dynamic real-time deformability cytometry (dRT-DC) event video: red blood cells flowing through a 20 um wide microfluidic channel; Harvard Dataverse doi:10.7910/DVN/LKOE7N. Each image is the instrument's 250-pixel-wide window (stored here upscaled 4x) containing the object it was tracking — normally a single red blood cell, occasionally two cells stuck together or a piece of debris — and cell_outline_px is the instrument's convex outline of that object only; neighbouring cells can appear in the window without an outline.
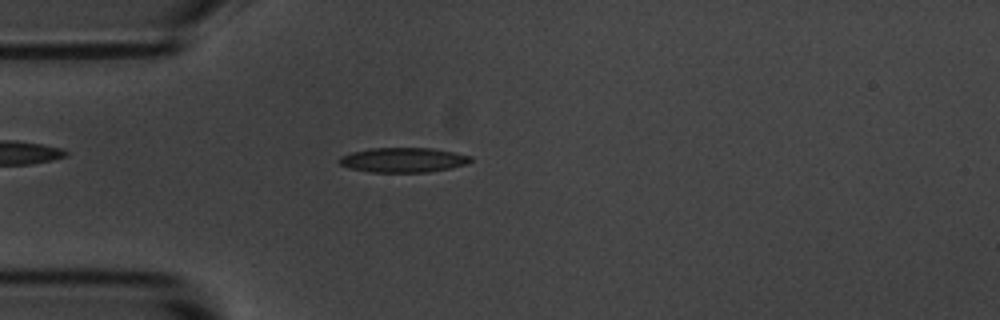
{"species": "common noctule bat (a hibernating species)", "species_latin": "Nyctalus noctula", "temperature_condition": "room temperature", "stored_images_in_passage": 54, "camera_frame_rate_fps": 3000, "um_per_image_px": 0.085, "animal": {"sex": "male", "body_mass_g": 20.1, "forearm_length_mm": 53.5}, "frame": {"image": 1, "passage_image": 14, "time_ms": 4.333, "image_size_px": [1000, 320], "cell_outline_px": [[472, 160], [464, 164], [452, 168], [428, 172], [372, 172], [348, 168], [340, 164], [336, 160], [340, 156], [352, 152], [368, 148], [432, 148], [472, 156]], "centroid_in_image_um": [34.23, 13.59], "position_along_channel_um": 50.8, "area_um2": 18.96}}
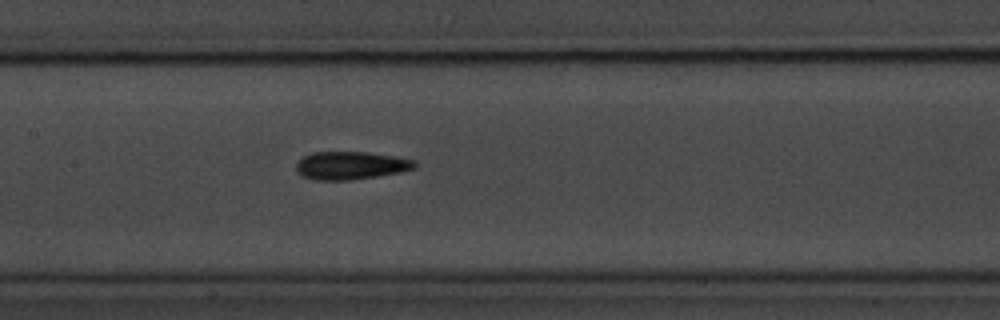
{"frame": {"image": 2, "passage_image": 25, "time_ms": 8.0, "image_size_px": [1000, 320], "cell_outline_px": [[416, 168], [400, 172], [376, 176], [348, 180], [316, 180], [304, 176], [296, 172], [296, 164], [304, 156], [312, 152], [368, 152], [416, 160]], "centroid_in_image_um": [29.81, 14.06], "position_along_channel_um": 177.6, "area_um2": 19.19}}
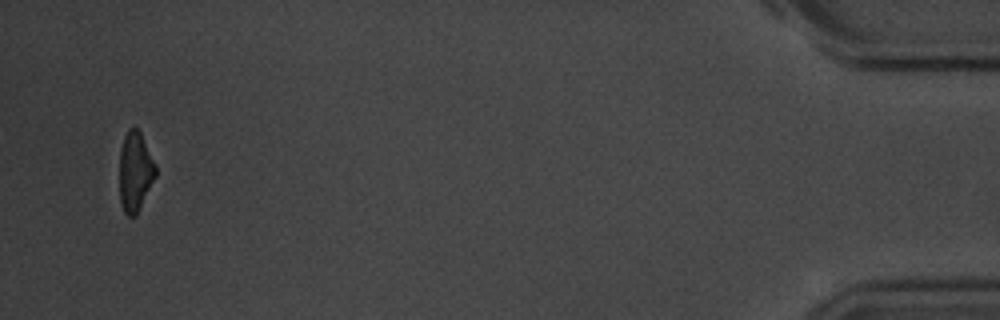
{"frame": {"image": 3, "passage_image": 52, "time_ms": 17.0, "image_size_px": [1000, 320], "cell_outline_px": [[156, 176], [136, 216], [128, 216], [124, 212], [120, 200], [120, 148], [124, 136], [128, 128], [136, 128], [140, 132], [156, 164]], "centroid_in_image_um": [11.49, 14.59], "position_along_channel_um": 423.7, "area_um2": 16.76}, "authors_computed_cell_mechanics": {"area_um2": 18.2359, "velocity_mm_per_s": 3.6681, "shape_relaxation_time_tau1_ms": 4.0042, "shape_relaxation_time_tau2_ms": 4.3949, "deformation_change_tau1": 0.144, "deformation_change_tau2": 0.1328}}